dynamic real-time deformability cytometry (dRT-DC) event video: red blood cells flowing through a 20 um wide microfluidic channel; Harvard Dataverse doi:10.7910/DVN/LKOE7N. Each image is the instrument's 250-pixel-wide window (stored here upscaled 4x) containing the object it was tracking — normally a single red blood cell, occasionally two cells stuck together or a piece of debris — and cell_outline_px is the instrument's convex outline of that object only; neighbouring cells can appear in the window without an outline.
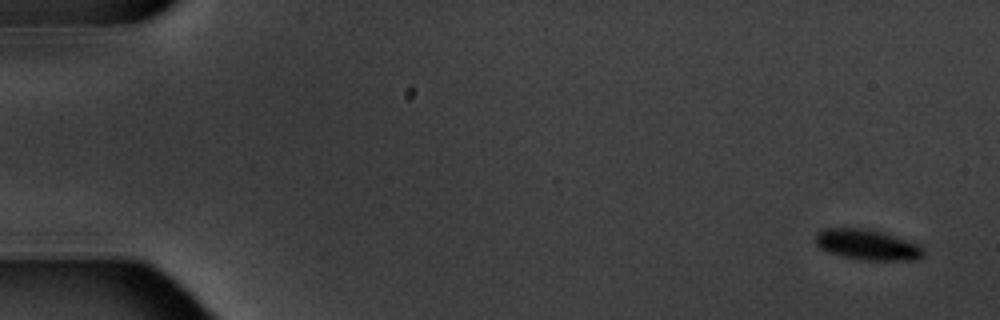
{"species": "common noctule bat (a hibernating species)", "species_latin": "Nyctalus noctula", "temperature_condition": "warm", "stored_images_in_passage": 15, "camera_frame_rate_fps": 3000, "um_per_image_px": 0.085, "animal": {"sex": "male", "body_mass_g": 20.1, "forearm_length_mm": 53.5}, "frame": {"image": 1, "passage_image": 1, "time_ms": 0.0, "image_size_px": [1000, 320], "cell_outline_px": [[924, 252], [916, 260], [860, 260], [828, 252], [820, 248], [816, 244], [816, 232], [824, 228], [872, 228], [920, 244], [924, 248]], "centroid_in_image_um": [73.73, 20.78], "position_along_channel_um": 11.3, "area_um2": 19.42}}
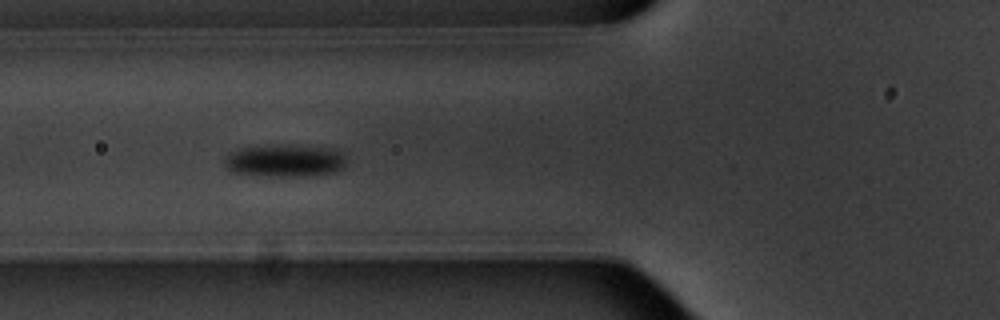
{"frame": {"image": 2, "passage_image": 6, "time_ms": 6.667, "image_size_px": [1000, 320], "cell_outline_px": [[344, 168], [340, 172], [316, 176], [248, 176], [232, 172], [224, 164], [224, 156], [240, 148], [328, 148], [340, 152], [344, 156]], "centroid_in_image_um": [24.2, 13.75], "position_along_channel_um": 101.6, "area_um2": 22.25}}
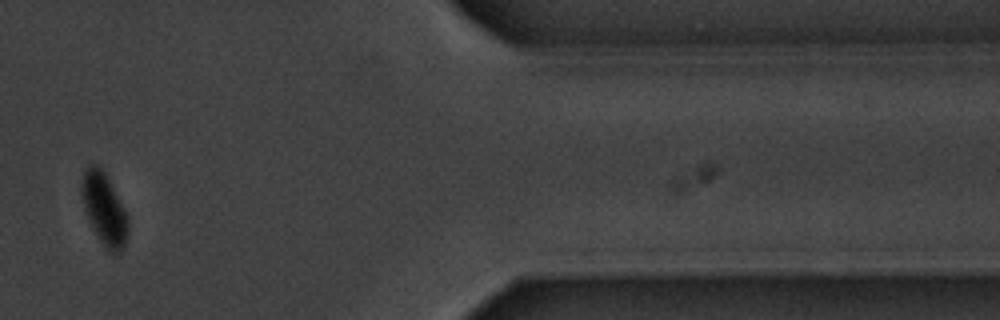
{"frame": {"image": 3, "passage_image": 14, "time_ms": 16.333, "image_size_px": [1000, 320], "cell_outline_px": [[128, 228], [124, 244], [120, 252], [112, 256], [104, 248], [92, 228], [88, 220], [84, 208], [80, 192], [80, 180], [88, 164], [96, 164], [104, 172], [128, 216]], "centroid_in_image_um": [8.82, 17.8], "position_along_channel_um": 402.6, "area_um2": 19.54}, "authors_computed_cell_mechanics": {"area_um2": 21.7906, "velocity_mm_per_s": 3.4797, "shape_relaxation_time_tau1_ms": 1.0549, "shape_relaxation_time_tau2_ms": 0.6195, "deformation_change_tau1": 0.0912, "deformation_change_tau2": 0.0149}}